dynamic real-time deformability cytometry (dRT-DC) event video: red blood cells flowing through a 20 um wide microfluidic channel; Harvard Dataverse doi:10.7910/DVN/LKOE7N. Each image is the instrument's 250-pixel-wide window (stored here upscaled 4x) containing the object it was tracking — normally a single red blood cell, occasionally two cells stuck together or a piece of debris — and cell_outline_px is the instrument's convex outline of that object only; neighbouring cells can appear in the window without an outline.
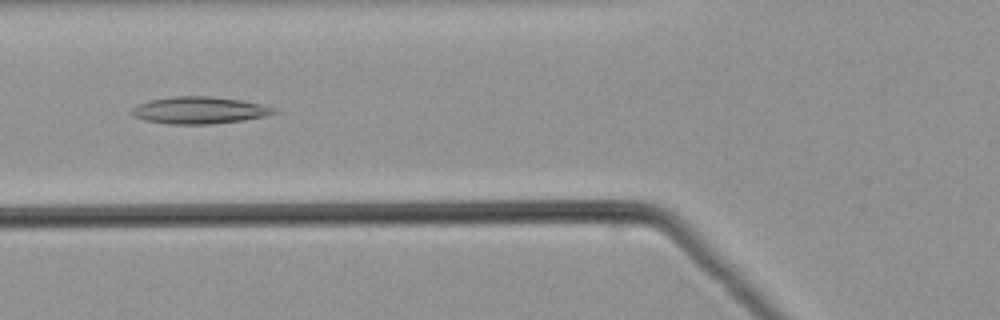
{"species": "common noctule bat (a hibernating species)", "species_latin": "Nyctalus noctula", "temperature_condition": "warm", "stored_images_in_passage": 51, "camera_frame_rate_fps": 3000, "um_per_image_px": 0.085, "animal": {"sex": "male", "body_mass_g": 21.5, "forearm_length_mm": 52.0}, "frame": {"image": 1, "passage_image": 20, "time_ms": 6.333, "image_size_px": [1000, 320], "cell_outline_px": [[276, 112], [264, 116], [244, 120], [212, 124], [168, 124], [144, 120], [132, 116], [128, 112], [136, 104], [148, 100], [172, 96], [212, 96], [240, 100], [260, 104], [276, 108]], "centroid_in_image_um": [16.86, 9.37], "position_along_channel_um": 108.9, "area_um2": 22.6}}
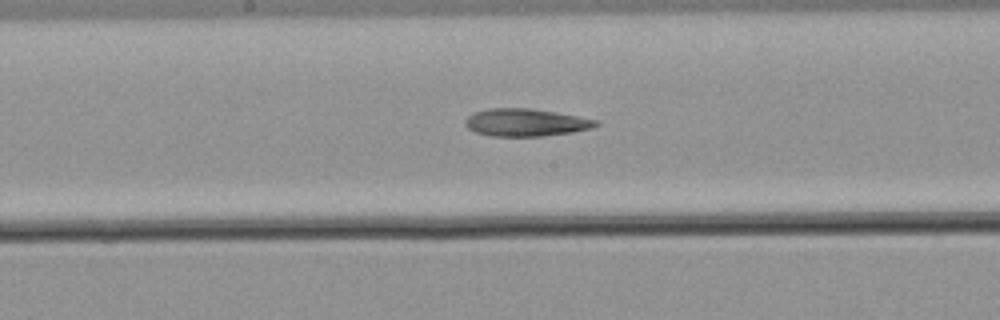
{"frame": {"image": 2, "passage_image": 27, "time_ms": 8.667, "image_size_px": [1000, 320], "cell_outline_px": [[600, 124], [592, 128], [572, 132], [544, 136], [488, 136], [476, 132], [468, 128], [464, 124], [464, 120], [472, 112], [488, 108], [532, 108], [556, 112], [600, 120]], "centroid_in_image_um": [44.68, 10.4], "position_along_channel_um": 203.5, "area_um2": 21.27}}
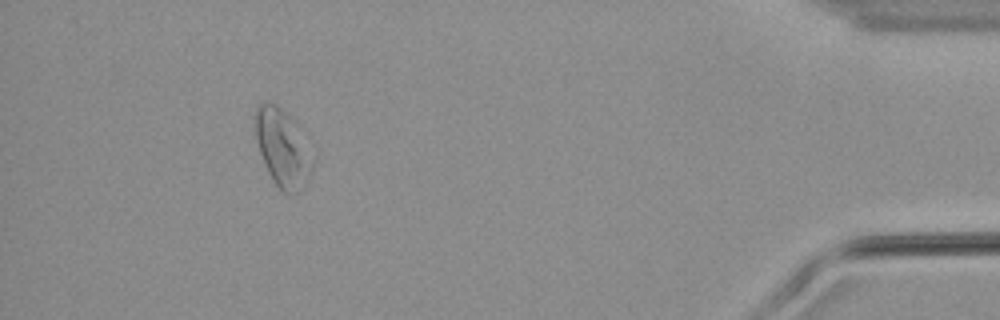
{"frame": {"image": 3, "passage_image": 47, "time_ms": 15.333, "image_size_px": [1000, 320], "cell_outline_px": [[316, 160], [312, 172], [308, 180], [292, 196], [284, 192], [272, 180], [268, 172], [260, 152], [256, 140], [252, 116], [256, 104], [268, 100], [276, 104], [292, 120], [316, 156]], "centroid_in_image_um": [24.01, 12.55], "position_along_channel_um": 411.2, "area_um2": 26.53}}